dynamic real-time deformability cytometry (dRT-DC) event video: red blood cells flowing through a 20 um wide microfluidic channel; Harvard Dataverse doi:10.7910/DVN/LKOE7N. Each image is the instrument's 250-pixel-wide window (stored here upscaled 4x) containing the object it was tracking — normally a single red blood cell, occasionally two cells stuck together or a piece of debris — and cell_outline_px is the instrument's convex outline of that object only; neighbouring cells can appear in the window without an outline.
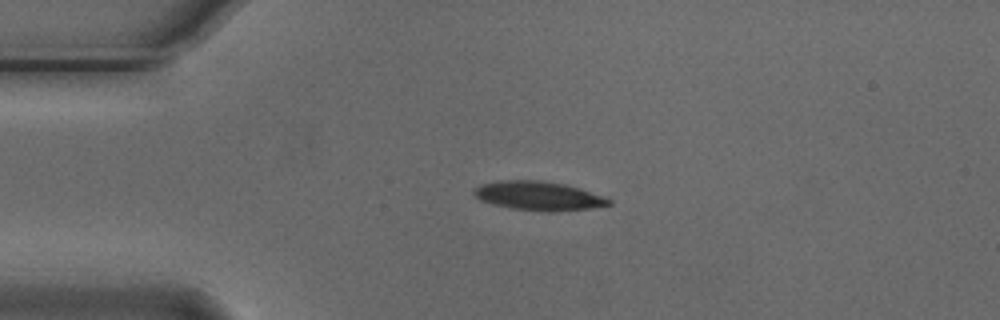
{"species": "Egyptian fruit bat (a non-hibernating species)", "species_latin": "Rousettus aegyptiacus", "temperature_condition": "cold", "stored_images_in_passage": 3, "camera_frame_rate_fps": 3000, "um_per_image_px": 0.085, "animal": {"sex": "male"}, "frame": {"image": 1, "passage_image": 1, "time_ms": 0.0, "image_size_px": [1000, 320], "cell_outline_px": [[612, 204], [592, 208], [552, 212], [548, 212], [512, 208], [492, 204], [480, 200], [472, 192], [480, 184], [500, 180], [540, 180], [564, 184], [580, 188], [604, 196], [612, 200]], "centroid_in_image_um": [45.79, 16.65], "position_along_channel_um": 39.2, "area_um2": 22.83}}
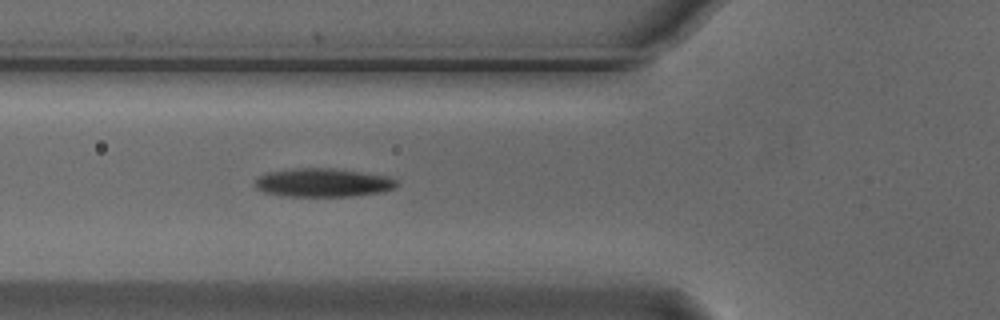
{"frame": {"image": 2, "passage_image": 3, "time_ms": 0.667, "image_size_px": [1000, 320], "cell_outline_px": [[400, 184], [396, 188], [384, 192], [352, 196], [288, 196], [264, 192], [256, 188], [256, 180], [260, 176], [268, 172], [296, 168], [332, 168], [388, 176], [396, 180]], "centroid_in_image_um": [27.52, 15.53], "position_along_channel_um": 98.3, "area_um2": 23.52}}